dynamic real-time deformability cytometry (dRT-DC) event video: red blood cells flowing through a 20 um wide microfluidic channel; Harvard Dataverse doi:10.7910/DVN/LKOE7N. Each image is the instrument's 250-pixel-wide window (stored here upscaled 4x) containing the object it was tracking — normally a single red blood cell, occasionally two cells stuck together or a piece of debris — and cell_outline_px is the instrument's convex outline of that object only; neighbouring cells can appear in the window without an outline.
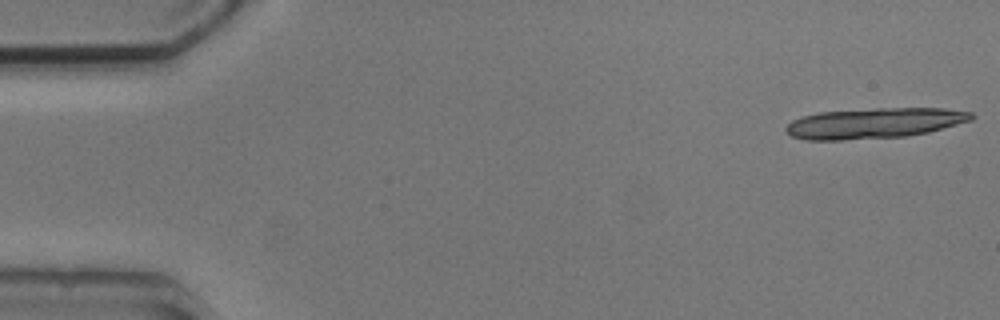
{"species": "common noctule bat (a hibernating species)", "species_latin": "Nyctalus noctula", "temperature_condition": "cold", "stored_images_in_passage": 4, "camera_frame_rate_fps": 3000, "um_per_image_px": 0.085, "animal": {"sex": "male", "body_mass_g": 20.5, "forearm_length_mm": 52.5}, "frame": {"image": 1, "passage_image": 1, "time_ms": 0.0, "image_size_px": [1000, 320], "cell_outline_px": [[976, 116], [972, 120], [928, 132], [908, 136], [840, 140], [808, 140], [792, 136], [784, 128], [792, 120], [804, 116], [820, 112], [876, 108], [944, 108], [972, 112]], "centroid_in_image_um": [74.35, 10.46], "position_along_channel_um": 10.7, "area_um2": 32.89}}